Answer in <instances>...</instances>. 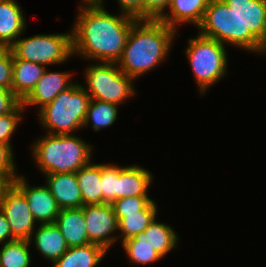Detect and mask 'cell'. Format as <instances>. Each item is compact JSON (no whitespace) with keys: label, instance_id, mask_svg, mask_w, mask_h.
Listing matches in <instances>:
<instances>
[{"label":"cell","instance_id":"cell-15","mask_svg":"<svg viewBox=\"0 0 266 267\" xmlns=\"http://www.w3.org/2000/svg\"><path fill=\"white\" fill-rule=\"evenodd\" d=\"M209 3L210 0H171L169 12L159 20L175 30L183 23L195 24L198 27Z\"/></svg>","mask_w":266,"mask_h":267},{"label":"cell","instance_id":"cell-13","mask_svg":"<svg viewBox=\"0 0 266 267\" xmlns=\"http://www.w3.org/2000/svg\"><path fill=\"white\" fill-rule=\"evenodd\" d=\"M46 186L52 193L60 210L83 206L76 173L45 174Z\"/></svg>","mask_w":266,"mask_h":267},{"label":"cell","instance_id":"cell-9","mask_svg":"<svg viewBox=\"0 0 266 267\" xmlns=\"http://www.w3.org/2000/svg\"><path fill=\"white\" fill-rule=\"evenodd\" d=\"M0 210L4 213L13 237L17 240H30L35 232L34 219L25 196L11 184L0 200Z\"/></svg>","mask_w":266,"mask_h":267},{"label":"cell","instance_id":"cell-11","mask_svg":"<svg viewBox=\"0 0 266 267\" xmlns=\"http://www.w3.org/2000/svg\"><path fill=\"white\" fill-rule=\"evenodd\" d=\"M12 184L25 196L30 211L38 224L55 223L59 214L55 198L46 185L29 186L24 176H18Z\"/></svg>","mask_w":266,"mask_h":267},{"label":"cell","instance_id":"cell-3","mask_svg":"<svg viewBox=\"0 0 266 267\" xmlns=\"http://www.w3.org/2000/svg\"><path fill=\"white\" fill-rule=\"evenodd\" d=\"M90 144L74 134H46L32 144L33 159L44 174L76 173L91 162Z\"/></svg>","mask_w":266,"mask_h":267},{"label":"cell","instance_id":"cell-1","mask_svg":"<svg viewBox=\"0 0 266 267\" xmlns=\"http://www.w3.org/2000/svg\"><path fill=\"white\" fill-rule=\"evenodd\" d=\"M113 15L104 6L79 8L72 28L73 54L98 62H117L136 19Z\"/></svg>","mask_w":266,"mask_h":267},{"label":"cell","instance_id":"cell-24","mask_svg":"<svg viewBox=\"0 0 266 267\" xmlns=\"http://www.w3.org/2000/svg\"><path fill=\"white\" fill-rule=\"evenodd\" d=\"M155 201H153L145 210L137 213L126 214L118 221V231L121 232L122 240L120 242L133 238L140 232H143L151 222L157 217L158 211Z\"/></svg>","mask_w":266,"mask_h":267},{"label":"cell","instance_id":"cell-29","mask_svg":"<svg viewBox=\"0 0 266 267\" xmlns=\"http://www.w3.org/2000/svg\"><path fill=\"white\" fill-rule=\"evenodd\" d=\"M154 200L148 196H130L115 200L111 205L119 221L126 214L137 213L145 210Z\"/></svg>","mask_w":266,"mask_h":267},{"label":"cell","instance_id":"cell-27","mask_svg":"<svg viewBox=\"0 0 266 267\" xmlns=\"http://www.w3.org/2000/svg\"><path fill=\"white\" fill-rule=\"evenodd\" d=\"M123 249L132 263L145 265L161 260L162 256L146 241L136 240L134 237L121 242Z\"/></svg>","mask_w":266,"mask_h":267},{"label":"cell","instance_id":"cell-31","mask_svg":"<svg viewBox=\"0 0 266 267\" xmlns=\"http://www.w3.org/2000/svg\"><path fill=\"white\" fill-rule=\"evenodd\" d=\"M13 54L10 48L0 47V88L12 91Z\"/></svg>","mask_w":266,"mask_h":267},{"label":"cell","instance_id":"cell-8","mask_svg":"<svg viewBox=\"0 0 266 267\" xmlns=\"http://www.w3.org/2000/svg\"><path fill=\"white\" fill-rule=\"evenodd\" d=\"M13 59H23L44 66L66 62L73 54L72 31L38 34L21 38L10 47Z\"/></svg>","mask_w":266,"mask_h":267},{"label":"cell","instance_id":"cell-25","mask_svg":"<svg viewBox=\"0 0 266 267\" xmlns=\"http://www.w3.org/2000/svg\"><path fill=\"white\" fill-rule=\"evenodd\" d=\"M118 105L105 101L90 99L87 107L84 126H90L96 131L113 125L118 115Z\"/></svg>","mask_w":266,"mask_h":267},{"label":"cell","instance_id":"cell-37","mask_svg":"<svg viewBox=\"0 0 266 267\" xmlns=\"http://www.w3.org/2000/svg\"><path fill=\"white\" fill-rule=\"evenodd\" d=\"M12 184V182L3 174L0 173V200L3 197L4 191Z\"/></svg>","mask_w":266,"mask_h":267},{"label":"cell","instance_id":"cell-39","mask_svg":"<svg viewBox=\"0 0 266 267\" xmlns=\"http://www.w3.org/2000/svg\"><path fill=\"white\" fill-rule=\"evenodd\" d=\"M263 53L266 54V42L263 44V49H262L261 55H263Z\"/></svg>","mask_w":266,"mask_h":267},{"label":"cell","instance_id":"cell-19","mask_svg":"<svg viewBox=\"0 0 266 267\" xmlns=\"http://www.w3.org/2000/svg\"><path fill=\"white\" fill-rule=\"evenodd\" d=\"M34 238V246L41 255L54 263L59 259L68 249V245L60 229L55 223L52 224H38V229L32 233Z\"/></svg>","mask_w":266,"mask_h":267},{"label":"cell","instance_id":"cell-12","mask_svg":"<svg viewBox=\"0 0 266 267\" xmlns=\"http://www.w3.org/2000/svg\"><path fill=\"white\" fill-rule=\"evenodd\" d=\"M71 75L73 74L59 71L49 72L46 69L31 93L21 102L22 105L25 109L28 105H36L40 109L52 102L60 92L65 91L74 84L70 81Z\"/></svg>","mask_w":266,"mask_h":267},{"label":"cell","instance_id":"cell-32","mask_svg":"<svg viewBox=\"0 0 266 267\" xmlns=\"http://www.w3.org/2000/svg\"><path fill=\"white\" fill-rule=\"evenodd\" d=\"M12 149L10 145L0 143V173L5 175L11 182L18 177L17 172H15L17 170L15 169V157Z\"/></svg>","mask_w":266,"mask_h":267},{"label":"cell","instance_id":"cell-33","mask_svg":"<svg viewBox=\"0 0 266 267\" xmlns=\"http://www.w3.org/2000/svg\"><path fill=\"white\" fill-rule=\"evenodd\" d=\"M144 20H159L169 8L171 0H143Z\"/></svg>","mask_w":266,"mask_h":267},{"label":"cell","instance_id":"cell-23","mask_svg":"<svg viewBox=\"0 0 266 267\" xmlns=\"http://www.w3.org/2000/svg\"><path fill=\"white\" fill-rule=\"evenodd\" d=\"M83 205L106 204L101 191V164L91 162L76 172Z\"/></svg>","mask_w":266,"mask_h":267},{"label":"cell","instance_id":"cell-6","mask_svg":"<svg viewBox=\"0 0 266 267\" xmlns=\"http://www.w3.org/2000/svg\"><path fill=\"white\" fill-rule=\"evenodd\" d=\"M185 49L187 59L203 95L207 89L226 75V47L215 39L204 37L198 33L196 38L188 39Z\"/></svg>","mask_w":266,"mask_h":267},{"label":"cell","instance_id":"cell-20","mask_svg":"<svg viewBox=\"0 0 266 267\" xmlns=\"http://www.w3.org/2000/svg\"><path fill=\"white\" fill-rule=\"evenodd\" d=\"M46 69L47 66L39 63L13 59L12 93L22 102L34 89Z\"/></svg>","mask_w":266,"mask_h":267},{"label":"cell","instance_id":"cell-4","mask_svg":"<svg viewBox=\"0 0 266 267\" xmlns=\"http://www.w3.org/2000/svg\"><path fill=\"white\" fill-rule=\"evenodd\" d=\"M198 29L200 35L223 45L231 44L249 52H262L263 44L243 25L224 0H210Z\"/></svg>","mask_w":266,"mask_h":267},{"label":"cell","instance_id":"cell-14","mask_svg":"<svg viewBox=\"0 0 266 267\" xmlns=\"http://www.w3.org/2000/svg\"><path fill=\"white\" fill-rule=\"evenodd\" d=\"M245 27L262 43L266 42V0H224Z\"/></svg>","mask_w":266,"mask_h":267},{"label":"cell","instance_id":"cell-35","mask_svg":"<svg viewBox=\"0 0 266 267\" xmlns=\"http://www.w3.org/2000/svg\"><path fill=\"white\" fill-rule=\"evenodd\" d=\"M20 103L11 90L0 88V116L13 111Z\"/></svg>","mask_w":266,"mask_h":267},{"label":"cell","instance_id":"cell-30","mask_svg":"<svg viewBox=\"0 0 266 267\" xmlns=\"http://www.w3.org/2000/svg\"><path fill=\"white\" fill-rule=\"evenodd\" d=\"M25 107L20 103L13 111L0 116V143L11 145L10 139L22 121V113Z\"/></svg>","mask_w":266,"mask_h":267},{"label":"cell","instance_id":"cell-10","mask_svg":"<svg viewBox=\"0 0 266 267\" xmlns=\"http://www.w3.org/2000/svg\"><path fill=\"white\" fill-rule=\"evenodd\" d=\"M89 242L102 246L106 251L118 240V220L111 204L83 205ZM113 235V236H111Z\"/></svg>","mask_w":266,"mask_h":267},{"label":"cell","instance_id":"cell-2","mask_svg":"<svg viewBox=\"0 0 266 267\" xmlns=\"http://www.w3.org/2000/svg\"><path fill=\"white\" fill-rule=\"evenodd\" d=\"M176 32L160 20H137L131 27L118 68L134 80L166 59Z\"/></svg>","mask_w":266,"mask_h":267},{"label":"cell","instance_id":"cell-17","mask_svg":"<svg viewBox=\"0 0 266 267\" xmlns=\"http://www.w3.org/2000/svg\"><path fill=\"white\" fill-rule=\"evenodd\" d=\"M153 176L143 167L136 165L118 166L117 200L130 196H148Z\"/></svg>","mask_w":266,"mask_h":267},{"label":"cell","instance_id":"cell-21","mask_svg":"<svg viewBox=\"0 0 266 267\" xmlns=\"http://www.w3.org/2000/svg\"><path fill=\"white\" fill-rule=\"evenodd\" d=\"M107 252L93 243L71 247L53 263V267H96Z\"/></svg>","mask_w":266,"mask_h":267},{"label":"cell","instance_id":"cell-18","mask_svg":"<svg viewBox=\"0 0 266 267\" xmlns=\"http://www.w3.org/2000/svg\"><path fill=\"white\" fill-rule=\"evenodd\" d=\"M55 224L60 229L69 248L90 243L82 208L60 210Z\"/></svg>","mask_w":266,"mask_h":267},{"label":"cell","instance_id":"cell-16","mask_svg":"<svg viewBox=\"0 0 266 267\" xmlns=\"http://www.w3.org/2000/svg\"><path fill=\"white\" fill-rule=\"evenodd\" d=\"M22 8L15 0L0 2V47L10 48L26 29Z\"/></svg>","mask_w":266,"mask_h":267},{"label":"cell","instance_id":"cell-36","mask_svg":"<svg viewBox=\"0 0 266 267\" xmlns=\"http://www.w3.org/2000/svg\"><path fill=\"white\" fill-rule=\"evenodd\" d=\"M16 240L10 230L9 223L4 213L0 210V244H5Z\"/></svg>","mask_w":266,"mask_h":267},{"label":"cell","instance_id":"cell-40","mask_svg":"<svg viewBox=\"0 0 266 267\" xmlns=\"http://www.w3.org/2000/svg\"><path fill=\"white\" fill-rule=\"evenodd\" d=\"M103 1H104V0H99V7L104 6V5H103V3H104Z\"/></svg>","mask_w":266,"mask_h":267},{"label":"cell","instance_id":"cell-7","mask_svg":"<svg viewBox=\"0 0 266 267\" xmlns=\"http://www.w3.org/2000/svg\"><path fill=\"white\" fill-rule=\"evenodd\" d=\"M90 99L121 105L135 95L134 79L121 71L115 62H98L85 69Z\"/></svg>","mask_w":266,"mask_h":267},{"label":"cell","instance_id":"cell-26","mask_svg":"<svg viewBox=\"0 0 266 267\" xmlns=\"http://www.w3.org/2000/svg\"><path fill=\"white\" fill-rule=\"evenodd\" d=\"M29 240H14L2 244L0 248V267H30L31 256Z\"/></svg>","mask_w":266,"mask_h":267},{"label":"cell","instance_id":"cell-5","mask_svg":"<svg viewBox=\"0 0 266 267\" xmlns=\"http://www.w3.org/2000/svg\"><path fill=\"white\" fill-rule=\"evenodd\" d=\"M89 102L90 96L83 84L74 82L52 102L38 109V118L49 134H72L83 128Z\"/></svg>","mask_w":266,"mask_h":267},{"label":"cell","instance_id":"cell-38","mask_svg":"<svg viewBox=\"0 0 266 267\" xmlns=\"http://www.w3.org/2000/svg\"><path fill=\"white\" fill-rule=\"evenodd\" d=\"M83 4L80 6V8H86V7H99V0H82Z\"/></svg>","mask_w":266,"mask_h":267},{"label":"cell","instance_id":"cell-28","mask_svg":"<svg viewBox=\"0 0 266 267\" xmlns=\"http://www.w3.org/2000/svg\"><path fill=\"white\" fill-rule=\"evenodd\" d=\"M101 191L106 204L117 200L118 192V166L114 164L101 165Z\"/></svg>","mask_w":266,"mask_h":267},{"label":"cell","instance_id":"cell-22","mask_svg":"<svg viewBox=\"0 0 266 267\" xmlns=\"http://www.w3.org/2000/svg\"><path fill=\"white\" fill-rule=\"evenodd\" d=\"M134 238L139 241H146L162 257H165L173 248H177L179 237L170 225L157 222L155 218L143 232H140Z\"/></svg>","mask_w":266,"mask_h":267},{"label":"cell","instance_id":"cell-34","mask_svg":"<svg viewBox=\"0 0 266 267\" xmlns=\"http://www.w3.org/2000/svg\"><path fill=\"white\" fill-rule=\"evenodd\" d=\"M122 14L130 16L136 20H144L143 0H117Z\"/></svg>","mask_w":266,"mask_h":267}]
</instances>
